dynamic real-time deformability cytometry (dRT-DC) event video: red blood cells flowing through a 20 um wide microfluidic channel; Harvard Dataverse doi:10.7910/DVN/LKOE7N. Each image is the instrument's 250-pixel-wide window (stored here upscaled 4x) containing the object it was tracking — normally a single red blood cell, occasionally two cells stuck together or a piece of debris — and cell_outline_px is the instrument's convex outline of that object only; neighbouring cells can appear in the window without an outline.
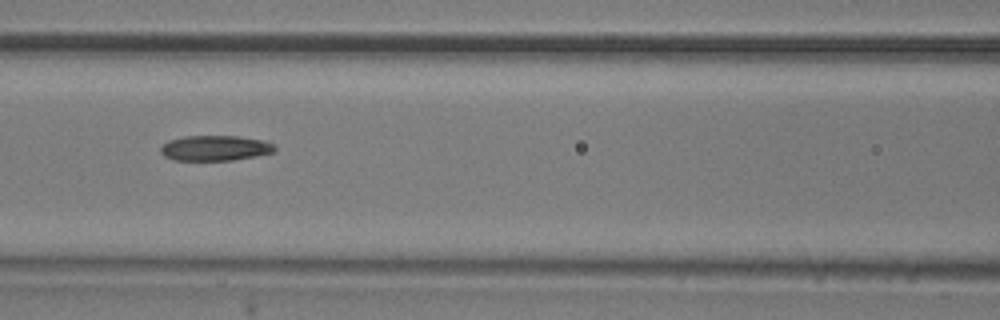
{"species": "common noctule bat (a hibernating species)", "species_latin": "Nyctalus noctula", "temperature_condition": "room temperature", "stored_images_in_passage": 12, "camera_frame_rate_fps": 3000, "um_per_image_px": 0.085, "animal": {"sex": "male", "body_mass_g": 20.5, "forearm_length_mm": 52.5}, "frame": {"image": 1, "passage_image": 9, "time_ms": 2.667, "image_size_px": [1000, 320], "cell_outline_px": [[276, 148], [272, 152], [232, 160], [172, 160], [164, 156], [160, 152], [160, 148], [168, 140], [184, 136], [240, 136], [260, 140], [272, 144]], "centroid_in_image_um": [18.2, 12.58], "position_along_channel_um": 148.4, "area_um2": 16.59}}
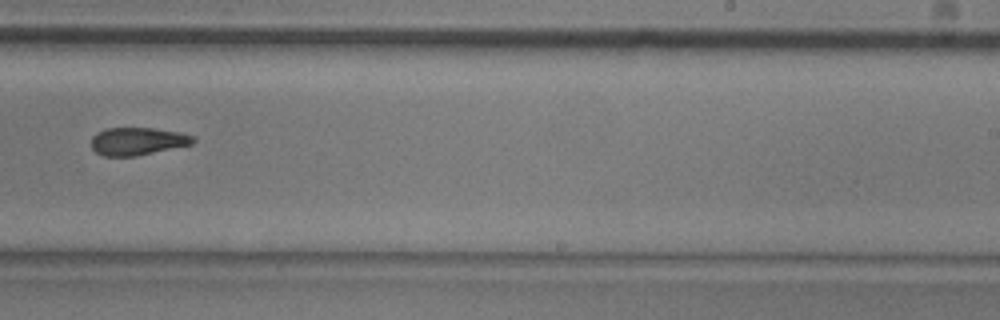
{"frame": {"image": 2, "passage_image": 12, "time_ms": 3.667, "image_size_px": [1000, 320], "cell_outline_px": [[196, 140], [192, 144], [136, 156], [104, 156], [96, 152], [92, 148], [92, 136], [96, 132], [104, 128], [152, 128], [184, 132], [196, 136]], "centroid_in_image_um": [11.72, 11.99], "position_along_channel_um": 277.3, "area_um2": 16.65}}